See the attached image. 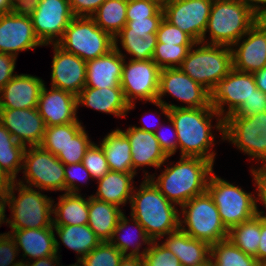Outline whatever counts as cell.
Segmentation results:
<instances>
[{
	"instance_id": "5",
	"label": "cell",
	"mask_w": 266,
	"mask_h": 266,
	"mask_svg": "<svg viewBox=\"0 0 266 266\" xmlns=\"http://www.w3.org/2000/svg\"><path fill=\"white\" fill-rule=\"evenodd\" d=\"M15 191L18 195L15 196ZM11 212L8 226L11 231L20 229L53 228V198L42 190L27 187L14 181L6 192Z\"/></svg>"
},
{
	"instance_id": "60",
	"label": "cell",
	"mask_w": 266,
	"mask_h": 266,
	"mask_svg": "<svg viewBox=\"0 0 266 266\" xmlns=\"http://www.w3.org/2000/svg\"><path fill=\"white\" fill-rule=\"evenodd\" d=\"M243 2L254 14L266 6V0H239Z\"/></svg>"
},
{
	"instance_id": "9",
	"label": "cell",
	"mask_w": 266,
	"mask_h": 266,
	"mask_svg": "<svg viewBox=\"0 0 266 266\" xmlns=\"http://www.w3.org/2000/svg\"><path fill=\"white\" fill-rule=\"evenodd\" d=\"M57 44L84 61L99 58L115 48L114 37L98 27L92 17H74Z\"/></svg>"
},
{
	"instance_id": "38",
	"label": "cell",
	"mask_w": 266,
	"mask_h": 266,
	"mask_svg": "<svg viewBox=\"0 0 266 266\" xmlns=\"http://www.w3.org/2000/svg\"><path fill=\"white\" fill-rule=\"evenodd\" d=\"M210 259L214 266H262L254 256L241 251L229 239L211 245Z\"/></svg>"
},
{
	"instance_id": "69",
	"label": "cell",
	"mask_w": 266,
	"mask_h": 266,
	"mask_svg": "<svg viewBox=\"0 0 266 266\" xmlns=\"http://www.w3.org/2000/svg\"><path fill=\"white\" fill-rule=\"evenodd\" d=\"M16 266H28V265H27L26 262H22V261H21V262H20L18 265H16Z\"/></svg>"
},
{
	"instance_id": "2",
	"label": "cell",
	"mask_w": 266,
	"mask_h": 266,
	"mask_svg": "<svg viewBox=\"0 0 266 266\" xmlns=\"http://www.w3.org/2000/svg\"><path fill=\"white\" fill-rule=\"evenodd\" d=\"M166 164L164 171L157 176L146 170L144 178H149L159 191L179 208L193 197L207 191L214 164L201 157L180 156L174 164ZM157 176V177H156Z\"/></svg>"
},
{
	"instance_id": "64",
	"label": "cell",
	"mask_w": 266,
	"mask_h": 266,
	"mask_svg": "<svg viewBox=\"0 0 266 266\" xmlns=\"http://www.w3.org/2000/svg\"><path fill=\"white\" fill-rule=\"evenodd\" d=\"M147 115V113L145 114V116ZM143 118H141V120H142ZM145 120V119H144ZM144 120H142L143 122H144ZM148 120V119H147ZM147 122V121H146ZM146 122H144V123H142L143 125L142 126H135V125H133L134 127H136V128H138V129H140V130H143V131H148V132H152V133H154L158 128H159V126L161 125V122H159L160 124H158L157 125V127H155L154 125H156V124H150V125H148ZM149 123V122H148Z\"/></svg>"
},
{
	"instance_id": "55",
	"label": "cell",
	"mask_w": 266,
	"mask_h": 266,
	"mask_svg": "<svg viewBox=\"0 0 266 266\" xmlns=\"http://www.w3.org/2000/svg\"><path fill=\"white\" fill-rule=\"evenodd\" d=\"M257 261L261 264L266 262V219L261 217V234L257 251Z\"/></svg>"
},
{
	"instance_id": "16",
	"label": "cell",
	"mask_w": 266,
	"mask_h": 266,
	"mask_svg": "<svg viewBox=\"0 0 266 266\" xmlns=\"http://www.w3.org/2000/svg\"><path fill=\"white\" fill-rule=\"evenodd\" d=\"M257 89L253 73L232 68L211 92V106L224 120L248 101Z\"/></svg>"
},
{
	"instance_id": "53",
	"label": "cell",
	"mask_w": 266,
	"mask_h": 266,
	"mask_svg": "<svg viewBox=\"0 0 266 266\" xmlns=\"http://www.w3.org/2000/svg\"><path fill=\"white\" fill-rule=\"evenodd\" d=\"M16 60L11 54L0 53V90L16 75Z\"/></svg>"
},
{
	"instance_id": "37",
	"label": "cell",
	"mask_w": 266,
	"mask_h": 266,
	"mask_svg": "<svg viewBox=\"0 0 266 266\" xmlns=\"http://www.w3.org/2000/svg\"><path fill=\"white\" fill-rule=\"evenodd\" d=\"M127 0H106L92 18L103 31L115 37L127 24Z\"/></svg>"
},
{
	"instance_id": "15",
	"label": "cell",
	"mask_w": 266,
	"mask_h": 266,
	"mask_svg": "<svg viewBox=\"0 0 266 266\" xmlns=\"http://www.w3.org/2000/svg\"><path fill=\"white\" fill-rule=\"evenodd\" d=\"M44 46L35 35L31 16L25 8L0 14V53L18 57L19 52Z\"/></svg>"
},
{
	"instance_id": "65",
	"label": "cell",
	"mask_w": 266,
	"mask_h": 266,
	"mask_svg": "<svg viewBox=\"0 0 266 266\" xmlns=\"http://www.w3.org/2000/svg\"><path fill=\"white\" fill-rule=\"evenodd\" d=\"M36 0H12L17 8H25L27 5L33 3Z\"/></svg>"
},
{
	"instance_id": "24",
	"label": "cell",
	"mask_w": 266,
	"mask_h": 266,
	"mask_svg": "<svg viewBox=\"0 0 266 266\" xmlns=\"http://www.w3.org/2000/svg\"><path fill=\"white\" fill-rule=\"evenodd\" d=\"M10 234L16 241L19 253L22 250V262L60 253V241L55 236L53 228L20 229L13 230Z\"/></svg>"
},
{
	"instance_id": "35",
	"label": "cell",
	"mask_w": 266,
	"mask_h": 266,
	"mask_svg": "<svg viewBox=\"0 0 266 266\" xmlns=\"http://www.w3.org/2000/svg\"><path fill=\"white\" fill-rule=\"evenodd\" d=\"M25 146L0 123V167L14 180L23 167Z\"/></svg>"
},
{
	"instance_id": "39",
	"label": "cell",
	"mask_w": 266,
	"mask_h": 266,
	"mask_svg": "<svg viewBox=\"0 0 266 266\" xmlns=\"http://www.w3.org/2000/svg\"><path fill=\"white\" fill-rule=\"evenodd\" d=\"M79 121L46 127L40 146L55 156L63 149L84 126Z\"/></svg>"
},
{
	"instance_id": "50",
	"label": "cell",
	"mask_w": 266,
	"mask_h": 266,
	"mask_svg": "<svg viewBox=\"0 0 266 266\" xmlns=\"http://www.w3.org/2000/svg\"><path fill=\"white\" fill-rule=\"evenodd\" d=\"M266 112V94L257 89L233 114L229 116L249 117L257 113Z\"/></svg>"
},
{
	"instance_id": "57",
	"label": "cell",
	"mask_w": 266,
	"mask_h": 266,
	"mask_svg": "<svg viewBox=\"0 0 266 266\" xmlns=\"http://www.w3.org/2000/svg\"><path fill=\"white\" fill-rule=\"evenodd\" d=\"M253 76L257 88L266 94V67L254 72Z\"/></svg>"
},
{
	"instance_id": "18",
	"label": "cell",
	"mask_w": 266,
	"mask_h": 266,
	"mask_svg": "<svg viewBox=\"0 0 266 266\" xmlns=\"http://www.w3.org/2000/svg\"><path fill=\"white\" fill-rule=\"evenodd\" d=\"M0 123L25 147L40 146L46 131L37 108L0 109Z\"/></svg>"
},
{
	"instance_id": "20",
	"label": "cell",
	"mask_w": 266,
	"mask_h": 266,
	"mask_svg": "<svg viewBox=\"0 0 266 266\" xmlns=\"http://www.w3.org/2000/svg\"><path fill=\"white\" fill-rule=\"evenodd\" d=\"M37 109L46 127L69 124L79 119L77 96L54 87L48 90L45 84L39 95Z\"/></svg>"
},
{
	"instance_id": "66",
	"label": "cell",
	"mask_w": 266,
	"mask_h": 266,
	"mask_svg": "<svg viewBox=\"0 0 266 266\" xmlns=\"http://www.w3.org/2000/svg\"><path fill=\"white\" fill-rule=\"evenodd\" d=\"M156 1L160 6L166 5L168 2H171L172 0H153Z\"/></svg>"
},
{
	"instance_id": "48",
	"label": "cell",
	"mask_w": 266,
	"mask_h": 266,
	"mask_svg": "<svg viewBox=\"0 0 266 266\" xmlns=\"http://www.w3.org/2000/svg\"><path fill=\"white\" fill-rule=\"evenodd\" d=\"M162 6L153 0H127V21L153 17Z\"/></svg>"
},
{
	"instance_id": "42",
	"label": "cell",
	"mask_w": 266,
	"mask_h": 266,
	"mask_svg": "<svg viewBox=\"0 0 266 266\" xmlns=\"http://www.w3.org/2000/svg\"><path fill=\"white\" fill-rule=\"evenodd\" d=\"M123 254L110 242H101L84 258V266H118Z\"/></svg>"
},
{
	"instance_id": "59",
	"label": "cell",
	"mask_w": 266,
	"mask_h": 266,
	"mask_svg": "<svg viewBox=\"0 0 266 266\" xmlns=\"http://www.w3.org/2000/svg\"><path fill=\"white\" fill-rule=\"evenodd\" d=\"M118 266H145L143 257L123 256Z\"/></svg>"
},
{
	"instance_id": "30",
	"label": "cell",
	"mask_w": 266,
	"mask_h": 266,
	"mask_svg": "<svg viewBox=\"0 0 266 266\" xmlns=\"http://www.w3.org/2000/svg\"><path fill=\"white\" fill-rule=\"evenodd\" d=\"M121 207L103 202L88 195V226L101 242H109L119 218L124 213Z\"/></svg>"
},
{
	"instance_id": "45",
	"label": "cell",
	"mask_w": 266,
	"mask_h": 266,
	"mask_svg": "<svg viewBox=\"0 0 266 266\" xmlns=\"http://www.w3.org/2000/svg\"><path fill=\"white\" fill-rule=\"evenodd\" d=\"M152 103L153 105H156L161 110L162 113L160 114H163V116H165L168 122L170 123V126H172L170 127L172 128L171 129L172 131L170 132L172 136H168L165 132L162 133L163 131L161 130L163 126L162 123L159 126V128L154 132V135L156 139L158 140L161 149L165 152L167 156L172 157L178 150V137H177V131L175 129L174 123L171 120V118L168 117L169 109L166 106H164L161 102L154 101ZM169 131L167 133H169Z\"/></svg>"
},
{
	"instance_id": "41",
	"label": "cell",
	"mask_w": 266,
	"mask_h": 266,
	"mask_svg": "<svg viewBox=\"0 0 266 266\" xmlns=\"http://www.w3.org/2000/svg\"><path fill=\"white\" fill-rule=\"evenodd\" d=\"M92 143L84 126L56 156L64 165L80 163Z\"/></svg>"
},
{
	"instance_id": "32",
	"label": "cell",
	"mask_w": 266,
	"mask_h": 266,
	"mask_svg": "<svg viewBox=\"0 0 266 266\" xmlns=\"http://www.w3.org/2000/svg\"><path fill=\"white\" fill-rule=\"evenodd\" d=\"M85 197L81 193H63L57 203L53 200V225H88V198Z\"/></svg>"
},
{
	"instance_id": "68",
	"label": "cell",
	"mask_w": 266,
	"mask_h": 266,
	"mask_svg": "<svg viewBox=\"0 0 266 266\" xmlns=\"http://www.w3.org/2000/svg\"><path fill=\"white\" fill-rule=\"evenodd\" d=\"M198 266H214V265H213V263H212V261L210 259L208 262H206L204 264H201V265H198Z\"/></svg>"
},
{
	"instance_id": "12",
	"label": "cell",
	"mask_w": 266,
	"mask_h": 266,
	"mask_svg": "<svg viewBox=\"0 0 266 266\" xmlns=\"http://www.w3.org/2000/svg\"><path fill=\"white\" fill-rule=\"evenodd\" d=\"M115 48L125 57L120 86L129 103V111L136 106V100L151 103L156 101L159 91L161 68L152 60H126L118 45Z\"/></svg>"
},
{
	"instance_id": "47",
	"label": "cell",
	"mask_w": 266,
	"mask_h": 266,
	"mask_svg": "<svg viewBox=\"0 0 266 266\" xmlns=\"http://www.w3.org/2000/svg\"><path fill=\"white\" fill-rule=\"evenodd\" d=\"M64 173L65 193L79 194L81 189L78 187L79 184L77 182L84 183L86 181L85 183L87 184V180L89 181L92 178L82 162L65 165Z\"/></svg>"
},
{
	"instance_id": "23",
	"label": "cell",
	"mask_w": 266,
	"mask_h": 266,
	"mask_svg": "<svg viewBox=\"0 0 266 266\" xmlns=\"http://www.w3.org/2000/svg\"><path fill=\"white\" fill-rule=\"evenodd\" d=\"M122 131L130 141L132 168L136 174L138 168L152 166L161 169L165 163H168L169 156L161 149L154 133L134 126H129L127 130Z\"/></svg>"
},
{
	"instance_id": "22",
	"label": "cell",
	"mask_w": 266,
	"mask_h": 266,
	"mask_svg": "<svg viewBox=\"0 0 266 266\" xmlns=\"http://www.w3.org/2000/svg\"><path fill=\"white\" fill-rule=\"evenodd\" d=\"M44 80L31 74H16L0 90V109L37 108Z\"/></svg>"
},
{
	"instance_id": "13",
	"label": "cell",
	"mask_w": 266,
	"mask_h": 266,
	"mask_svg": "<svg viewBox=\"0 0 266 266\" xmlns=\"http://www.w3.org/2000/svg\"><path fill=\"white\" fill-rule=\"evenodd\" d=\"M35 35L44 46L57 44L75 17L68 0H36L25 7Z\"/></svg>"
},
{
	"instance_id": "43",
	"label": "cell",
	"mask_w": 266,
	"mask_h": 266,
	"mask_svg": "<svg viewBox=\"0 0 266 266\" xmlns=\"http://www.w3.org/2000/svg\"><path fill=\"white\" fill-rule=\"evenodd\" d=\"M82 164L89 171L92 179L95 180L101 179L110 171L101 145H97L94 141L86 151Z\"/></svg>"
},
{
	"instance_id": "52",
	"label": "cell",
	"mask_w": 266,
	"mask_h": 266,
	"mask_svg": "<svg viewBox=\"0 0 266 266\" xmlns=\"http://www.w3.org/2000/svg\"><path fill=\"white\" fill-rule=\"evenodd\" d=\"M75 17H92L106 0H68Z\"/></svg>"
},
{
	"instance_id": "58",
	"label": "cell",
	"mask_w": 266,
	"mask_h": 266,
	"mask_svg": "<svg viewBox=\"0 0 266 266\" xmlns=\"http://www.w3.org/2000/svg\"><path fill=\"white\" fill-rule=\"evenodd\" d=\"M14 180L0 167V194L6 193Z\"/></svg>"
},
{
	"instance_id": "17",
	"label": "cell",
	"mask_w": 266,
	"mask_h": 266,
	"mask_svg": "<svg viewBox=\"0 0 266 266\" xmlns=\"http://www.w3.org/2000/svg\"><path fill=\"white\" fill-rule=\"evenodd\" d=\"M213 0H172L164 5V18L188 34L196 43H203Z\"/></svg>"
},
{
	"instance_id": "10",
	"label": "cell",
	"mask_w": 266,
	"mask_h": 266,
	"mask_svg": "<svg viewBox=\"0 0 266 266\" xmlns=\"http://www.w3.org/2000/svg\"><path fill=\"white\" fill-rule=\"evenodd\" d=\"M65 165L41 146H28L23 156V178L18 183L42 191H64Z\"/></svg>"
},
{
	"instance_id": "49",
	"label": "cell",
	"mask_w": 266,
	"mask_h": 266,
	"mask_svg": "<svg viewBox=\"0 0 266 266\" xmlns=\"http://www.w3.org/2000/svg\"><path fill=\"white\" fill-rule=\"evenodd\" d=\"M16 241L13 236L8 233L0 234V266H16L21 260L17 259L19 255ZM17 259V260H16ZM16 260V262H15Z\"/></svg>"
},
{
	"instance_id": "19",
	"label": "cell",
	"mask_w": 266,
	"mask_h": 266,
	"mask_svg": "<svg viewBox=\"0 0 266 266\" xmlns=\"http://www.w3.org/2000/svg\"><path fill=\"white\" fill-rule=\"evenodd\" d=\"M49 45L54 49L50 86L77 96L86 84V61L58 44Z\"/></svg>"
},
{
	"instance_id": "8",
	"label": "cell",
	"mask_w": 266,
	"mask_h": 266,
	"mask_svg": "<svg viewBox=\"0 0 266 266\" xmlns=\"http://www.w3.org/2000/svg\"><path fill=\"white\" fill-rule=\"evenodd\" d=\"M207 191L213 198L220 218L228 230L258 214L256 193H248L241 186L222 179L214 172L208 180Z\"/></svg>"
},
{
	"instance_id": "33",
	"label": "cell",
	"mask_w": 266,
	"mask_h": 266,
	"mask_svg": "<svg viewBox=\"0 0 266 266\" xmlns=\"http://www.w3.org/2000/svg\"><path fill=\"white\" fill-rule=\"evenodd\" d=\"M157 30L122 29L115 37L131 60H150L157 45ZM120 41V43H118Z\"/></svg>"
},
{
	"instance_id": "61",
	"label": "cell",
	"mask_w": 266,
	"mask_h": 266,
	"mask_svg": "<svg viewBox=\"0 0 266 266\" xmlns=\"http://www.w3.org/2000/svg\"><path fill=\"white\" fill-rule=\"evenodd\" d=\"M6 206H8L7 194H0V227L2 224H8V218H6Z\"/></svg>"
},
{
	"instance_id": "7",
	"label": "cell",
	"mask_w": 266,
	"mask_h": 266,
	"mask_svg": "<svg viewBox=\"0 0 266 266\" xmlns=\"http://www.w3.org/2000/svg\"><path fill=\"white\" fill-rule=\"evenodd\" d=\"M179 216V228L190 237L210 245L228 237V229L208 191L183 204L179 209Z\"/></svg>"
},
{
	"instance_id": "11",
	"label": "cell",
	"mask_w": 266,
	"mask_h": 266,
	"mask_svg": "<svg viewBox=\"0 0 266 266\" xmlns=\"http://www.w3.org/2000/svg\"><path fill=\"white\" fill-rule=\"evenodd\" d=\"M223 126V141L266 166V112L249 117L227 116Z\"/></svg>"
},
{
	"instance_id": "62",
	"label": "cell",
	"mask_w": 266,
	"mask_h": 266,
	"mask_svg": "<svg viewBox=\"0 0 266 266\" xmlns=\"http://www.w3.org/2000/svg\"><path fill=\"white\" fill-rule=\"evenodd\" d=\"M255 23L264 31H266V6L255 14Z\"/></svg>"
},
{
	"instance_id": "54",
	"label": "cell",
	"mask_w": 266,
	"mask_h": 266,
	"mask_svg": "<svg viewBox=\"0 0 266 266\" xmlns=\"http://www.w3.org/2000/svg\"><path fill=\"white\" fill-rule=\"evenodd\" d=\"M163 18L164 11L163 8H161L153 17L127 21V24L122 29L158 30L159 24Z\"/></svg>"
},
{
	"instance_id": "67",
	"label": "cell",
	"mask_w": 266,
	"mask_h": 266,
	"mask_svg": "<svg viewBox=\"0 0 266 266\" xmlns=\"http://www.w3.org/2000/svg\"><path fill=\"white\" fill-rule=\"evenodd\" d=\"M77 262H75L74 264H70V265H67V266H84V264L82 263L81 260H76ZM60 266H65V265H60Z\"/></svg>"
},
{
	"instance_id": "14",
	"label": "cell",
	"mask_w": 266,
	"mask_h": 266,
	"mask_svg": "<svg viewBox=\"0 0 266 266\" xmlns=\"http://www.w3.org/2000/svg\"><path fill=\"white\" fill-rule=\"evenodd\" d=\"M167 94L181 101L184 105H176L164 101ZM156 101L161 102L169 110L173 108H202L211 106V92L197 83L180 68H164L160 72L159 91ZM186 105V106H185Z\"/></svg>"
},
{
	"instance_id": "51",
	"label": "cell",
	"mask_w": 266,
	"mask_h": 266,
	"mask_svg": "<svg viewBox=\"0 0 266 266\" xmlns=\"http://www.w3.org/2000/svg\"><path fill=\"white\" fill-rule=\"evenodd\" d=\"M251 175L253 176L252 180L254 182V186H256V198L257 203L260 202L266 209V166H257L256 168L251 167ZM258 215L266 219V212L263 210H259L257 208Z\"/></svg>"
},
{
	"instance_id": "29",
	"label": "cell",
	"mask_w": 266,
	"mask_h": 266,
	"mask_svg": "<svg viewBox=\"0 0 266 266\" xmlns=\"http://www.w3.org/2000/svg\"><path fill=\"white\" fill-rule=\"evenodd\" d=\"M131 218L129 219L124 213L121 215L109 242L117 247L124 256L143 257L152 243V240L145 232L144 227L135 218ZM130 221L132 222L131 224ZM130 225L133 228L135 227V229L132 228V230H137L135 231L136 234L132 235L134 231L129 233L127 232V234H125V230L128 229ZM142 245H147V247L145 246L143 251H140Z\"/></svg>"
},
{
	"instance_id": "3",
	"label": "cell",
	"mask_w": 266,
	"mask_h": 266,
	"mask_svg": "<svg viewBox=\"0 0 266 266\" xmlns=\"http://www.w3.org/2000/svg\"><path fill=\"white\" fill-rule=\"evenodd\" d=\"M130 206V217L144 227L152 241L179 229L178 206L170 202L149 178H144L139 188L134 187Z\"/></svg>"
},
{
	"instance_id": "21",
	"label": "cell",
	"mask_w": 266,
	"mask_h": 266,
	"mask_svg": "<svg viewBox=\"0 0 266 266\" xmlns=\"http://www.w3.org/2000/svg\"><path fill=\"white\" fill-rule=\"evenodd\" d=\"M231 50L233 68L238 71L254 73L266 67V31L255 23Z\"/></svg>"
},
{
	"instance_id": "56",
	"label": "cell",
	"mask_w": 266,
	"mask_h": 266,
	"mask_svg": "<svg viewBox=\"0 0 266 266\" xmlns=\"http://www.w3.org/2000/svg\"><path fill=\"white\" fill-rule=\"evenodd\" d=\"M60 256L62 255H52L44 258H38L26 262L28 266H60Z\"/></svg>"
},
{
	"instance_id": "25",
	"label": "cell",
	"mask_w": 266,
	"mask_h": 266,
	"mask_svg": "<svg viewBox=\"0 0 266 266\" xmlns=\"http://www.w3.org/2000/svg\"><path fill=\"white\" fill-rule=\"evenodd\" d=\"M125 57L116 48L99 58L86 61L85 87H121L122 69Z\"/></svg>"
},
{
	"instance_id": "40",
	"label": "cell",
	"mask_w": 266,
	"mask_h": 266,
	"mask_svg": "<svg viewBox=\"0 0 266 266\" xmlns=\"http://www.w3.org/2000/svg\"><path fill=\"white\" fill-rule=\"evenodd\" d=\"M193 45L157 42L152 60L161 68H179Z\"/></svg>"
},
{
	"instance_id": "63",
	"label": "cell",
	"mask_w": 266,
	"mask_h": 266,
	"mask_svg": "<svg viewBox=\"0 0 266 266\" xmlns=\"http://www.w3.org/2000/svg\"><path fill=\"white\" fill-rule=\"evenodd\" d=\"M16 9L17 7L12 0H0V14L9 13Z\"/></svg>"
},
{
	"instance_id": "31",
	"label": "cell",
	"mask_w": 266,
	"mask_h": 266,
	"mask_svg": "<svg viewBox=\"0 0 266 266\" xmlns=\"http://www.w3.org/2000/svg\"><path fill=\"white\" fill-rule=\"evenodd\" d=\"M102 139L100 145L110 171L135 173L132 168L130 141L122 129L116 128Z\"/></svg>"
},
{
	"instance_id": "46",
	"label": "cell",
	"mask_w": 266,
	"mask_h": 266,
	"mask_svg": "<svg viewBox=\"0 0 266 266\" xmlns=\"http://www.w3.org/2000/svg\"><path fill=\"white\" fill-rule=\"evenodd\" d=\"M157 42L171 45H194L196 42L178 27L172 25L165 18L159 24L156 32Z\"/></svg>"
},
{
	"instance_id": "34",
	"label": "cell",
	"mask_w": 266,
	"mask_h": 266,
	"mask_svg": "<svg viewBox=\"0 0 266 266\" xmlns=\"http://www.w3.org/2000/svg\"><path fill=\"white\" fill-rule=\"evenodd\" d=\"M53 229L65 247L76 252L77 260L84 258L101 243L88 225H53Z\"/></svg>"
},
{
	"instance_id": "6",
	"label": "cell",
	"mask_w": 266,
	"mask_h": 266,
	"mask_svg": "<svg viewBox=\"0 0 266 266\" xmlns=\"http://www.w3.org/2000/svg\"><path fill=\"white\" fill-rule=\"evenodd\" d=\"M179 68L212 92L233 68L231 47L195 43Z\"/></svg>"
},
{
	"instance_id": "4",
	"label": "cell",
	"mask_w": 266,
	"mask_h": 266,
	"mask_svg": "<svg viewBox=\"0 0 266 266\" xmlns=\"http://www.w3.org/2000/svg\"><path fill=\"white\" fill-rule=\"evenodd\" d=\"M254 24L255 14L243 2L213 0L203 43L232 47Z\"/></svg>"
},
{
	"instance_id": "27",
	"label": "cell",
	"mask_w": 266,
	"mask_h": 266,
	"mask_svg": "<svg viewBox=\"0 0 266 266\" xmlns=\"http://www.w3.org/2000/svg\"><path fill=\"white\" fill-rule=\"evenodd\" d=\"M161 243L178 258L182 266H198L210 260L211 245L190 237L180 228L163 236Z\"/></svg>"
},
{
	"instance_id": "44",
	"label": "cell",
	"mask_w": 266,
	"mask_h": 266,
	"mask_svg": "<svg viewBox=\"0 0 266 266\" xmlns=\"http://www.w3.org/2000/svg\"><path fill=\"white\" fill-rule=\"evenodd\" d=\"M159 242V243H158ZM145 266H182L160 240H154L143 256Z\"/></svg>"
},
{
	"instance_id": "28",
	"label": "cell",
	"mask_w": 266,
	"mask_h": 266,
	"mask_svg": "<svg viewBox=\"0 0 266 266\" xmlns=\"http://www.w3.org/2000/svg\"><path fill=\"white\" fill-rule=\"evenodd\" d=\"M136 175V173L109 171L101 179L97 180V191L91 196L119 207L124 206L126 203L130 204L134 190L133 179H135Z\"/></svg>"
},
{
	"instance_id": "36",
	"label": "cell",
	"mask_w": 266,
	"mask_h": 266,
	"mask_svg": "<svg viewBox=\"0 0 266 266\" xmlns=\"http://www.w3.org/2000/svg\"><path fill=\"white\" fill-rule=\"evenodd\" d=\"M261 234V216L256 215L248 221L233 226L228 230V237L241 251L257 260V251Z\"/></svg>"
},
{
	"instance_id": "26",
	"label": "cell",
	"mask_w": 266,
	"mask_h": 266,
	"mask_svg": "<svg viewBox=\"0 0 266 266\" xmlns=\"http://www.w3.org/2000/svg\"><path fill=\"white\" fill-rule=\"evenodd\" d=\"M80 105L120 118H126L129 112V103L121 87H84L77 95V109Z\"/></svg>"
},
{
	"instance_id": "1",
	"label": "cell",
	"mask_w": 266,
	"mask_h": 266,
	"mask_svg": "<svg viewBox=\"0 0 266 266\" xmlns=\"http://www.w3.org/2000/svg\"><path fill=\"white\" fill-rule=\"evenodd\" d=\"M168 117L174 123L178 137L180 156L201 157L215 162V134L217 129L223 140V119L213 107L173 108ZM215 117L216 125L213 126Z\"/></svg>"
}]
</instances>
